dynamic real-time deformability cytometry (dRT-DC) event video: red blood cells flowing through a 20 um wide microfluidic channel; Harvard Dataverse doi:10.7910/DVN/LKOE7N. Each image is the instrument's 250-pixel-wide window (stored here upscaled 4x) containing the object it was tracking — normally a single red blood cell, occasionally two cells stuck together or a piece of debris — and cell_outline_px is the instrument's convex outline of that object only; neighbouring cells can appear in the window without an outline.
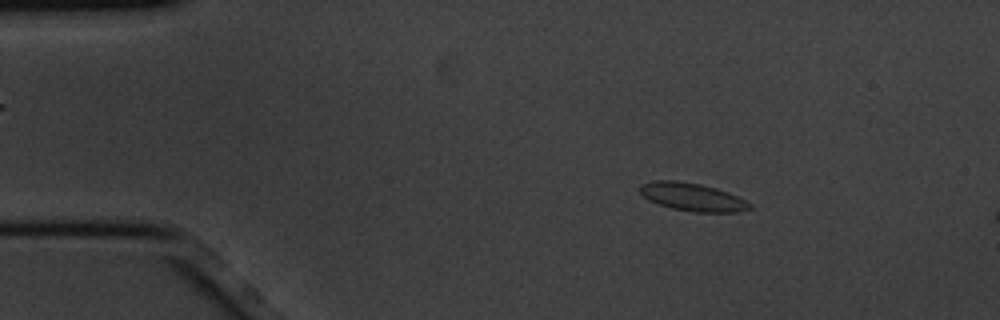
{"species": "common noctule bat (a hibernating species)", "species_latin": "Nyctalus noctula", "temperature_condition": "cold", "stored_images_in_passage": 4, "camera_frame_rate_fps": 3000, "um_per_image_px": 0.085, "animal": {"sex": "male", "body_mass_g": 20.1, "forearm_length_mm": 53.5}, "frame": {"image": 1, "passage_image": 1, "time_ms": 0.0, "image_size_px": [1000, 320], "cell_outline_px": [[752, 208], [740, 212], [692, 212], [672, 208], [648, 200], [640, 192], [640, 184], [652, 180], [676, 180], [700, 184], [716, 188], [728, 192], [752, 204]], "centroid_in_image_um": [58.85, 16.74], "position_along_channel_um": 26.2, "area_um2": 17.92}}